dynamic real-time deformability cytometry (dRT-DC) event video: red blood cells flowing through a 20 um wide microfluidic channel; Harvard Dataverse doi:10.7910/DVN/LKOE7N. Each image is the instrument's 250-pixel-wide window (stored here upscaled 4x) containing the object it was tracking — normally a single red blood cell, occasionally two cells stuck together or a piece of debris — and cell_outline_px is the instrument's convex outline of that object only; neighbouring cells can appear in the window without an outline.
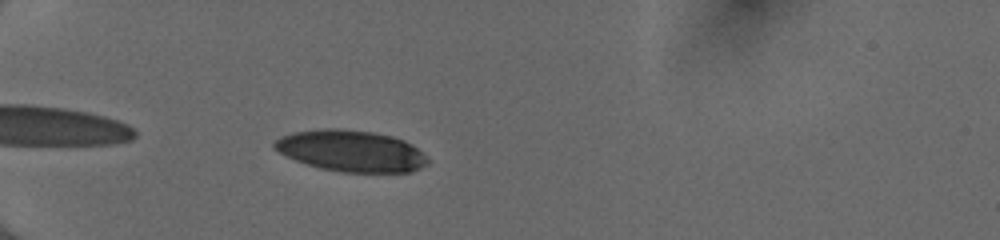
{"species": "human", "species_latin": "Homo sapiens", "temperature_condition": "cold", "stored_images_in_passage": 38, "camera_frame_rate_fps": 3000, "um_per_image_px": 0.085, "donor": {"sex": "female"}, "frame": {"image": 1, "passage_image": 3, "time_ms": 0.667, "image_size_px": [1000, 240], "cell_outline_px": [[428, 164], [420, 168], [408, 172], [344, 172], [320, 168], [296, 160], [280, 152], [272, 144], [280, 136], [292, 132], [324, 128], [336, 128], [372, 132], [392, 136], [404, 140], [412, 144], [428, 160]], "centroid_in_image_um": [29.84, 12.82], "position_along_channel_um": 55.2, "area_um2": 36.59}}
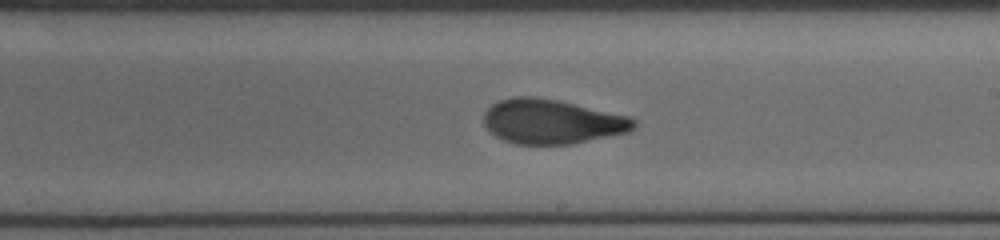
{"frame": {"image": 2, "passage_image": 19, "time_ms": 6.0, "image_size_px": [1000, 240], "cell_outline_px": [[636, 128], [628, 132], [572, 144], [516, 144], [504, 140], [496, 136], [484, 124], [484, 112], [492, 104], [500, 100], [512, 96], [536, 96], [556, 100], [628, 116], [636, 120]], "centroid_in_image_um": [46.9, 10.33], "position_along_channel_um": 242.1, "area_um2": 38.73}}
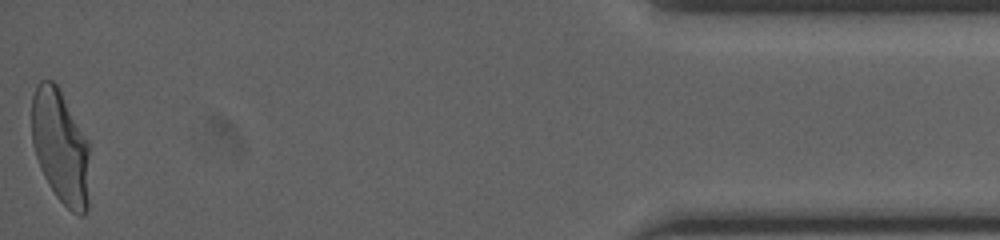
{"frame": {"image": 3, "passage_image": 38, "time_ms": 12.333, "image_size_px": [1000, 240], "cell_outline_px": [[88, 208], [84, 216], [80, 216], [72, 212], [56, 196], [48, 184], [40, 168], [32, 144], [32, 96], [36, 84], [40, 80], [52, 80], [56, 84], [88, 140]], "centroid_in_image_um": [5.13, 12.48], "position_along_channel_um": 430.1, "area_um2": 38.32}, "authors_computed_cell_mechanics": {"area_um2": 38.7549, "velocity_mm_per_s": 4.0427, "shape_relaxation_time_tau1_ms": 3.8752, "shape_relaxation_time_tau2_ms": 1.031, "deformation_change_tau1": 0.1713, "deformation_change_tau2": 0.0743}}